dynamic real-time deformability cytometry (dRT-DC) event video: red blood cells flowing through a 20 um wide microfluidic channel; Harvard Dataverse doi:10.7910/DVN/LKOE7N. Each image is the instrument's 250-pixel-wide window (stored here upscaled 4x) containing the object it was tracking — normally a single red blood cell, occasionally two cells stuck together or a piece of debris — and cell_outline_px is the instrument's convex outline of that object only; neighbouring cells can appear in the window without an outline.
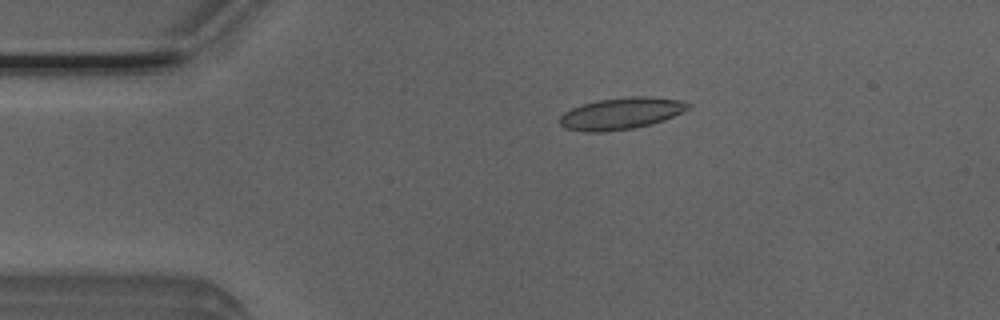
{"species": "Egyptian fruit bat (a non-hibernating species)", "species_latin": "Rousettus aegyptiacus", "temperature_condition": "room temperature", "stored_images_in_passage": 2, "camera_frame_rate_fps": 3000, "um_per_image_px": 0.085, "animal": {"sex": "male"}, "frame": {"image": 1, "passage_image": 1, "time_ms": 0.0, "image_size_px": [1000, 320], "cell_outline_px": [[692, 104], [688, 108], [664, 120], [632, 128], [604, 132], [584, 132], [564, 128], [560, 124], [560, 116], [564, 112], [580, 104], [596, 100], [628, 96], [644, 96], [680, 100]], "centroid_in_image_um": [52.73, 9.64], "position_along_channel_um": 32.3, "area_um2": 23.64}}